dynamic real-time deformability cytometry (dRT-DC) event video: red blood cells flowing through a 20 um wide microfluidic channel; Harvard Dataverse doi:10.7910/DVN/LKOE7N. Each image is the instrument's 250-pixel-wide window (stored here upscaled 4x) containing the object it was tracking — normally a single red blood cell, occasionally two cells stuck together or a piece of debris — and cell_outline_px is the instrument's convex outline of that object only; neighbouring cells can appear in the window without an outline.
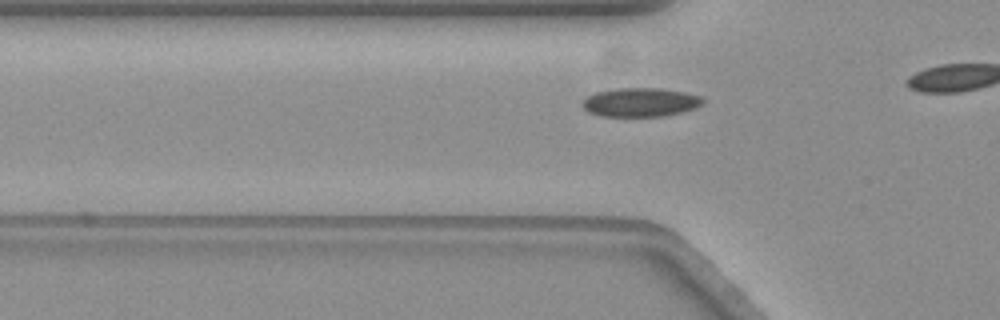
{"species": "common noctule bat (a hibernating species)", "species_latin": "Nyctalus noctula", "temperature_condition": "warm", "stored_images_in_passage": 22, "camera_frame_rate_fps": 3000, "um_per_image_px": 0.085, "animal": {"sex": "female", "body_mass_g": 19.3, "forearm_length_mm": 54.1}, "frame": {"image": 1, "passage_image": 16, "time_ms": 5.0, "image_size_px": [1000, 320], "cell_outline_px": [[704, 100], [700, 104], [692, 108], [680, 112], [664, 116], [600, 116], [588, 112], [580, 104], [588, 96], [596, 92], [612, 88], [656, 88], [684, 92], [700, 96]], "centroid_in_image_um": [54.36, 8.69], "position_along_channel_um": 71.4, "area_um2": 20.06}}